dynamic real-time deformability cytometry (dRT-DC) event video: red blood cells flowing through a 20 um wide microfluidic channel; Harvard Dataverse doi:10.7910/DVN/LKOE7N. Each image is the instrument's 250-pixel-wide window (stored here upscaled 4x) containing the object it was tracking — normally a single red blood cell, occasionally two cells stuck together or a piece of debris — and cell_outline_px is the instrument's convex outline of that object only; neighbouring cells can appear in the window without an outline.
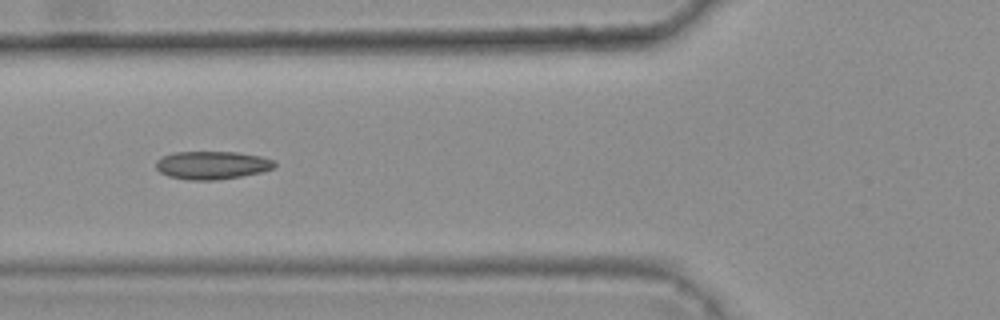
{"species": "common noctule bat (a hibernating species)", "species_latin": "Nyctalus noctula", "temperature_condition": "warm", "stored_images_in_passage": 6, "camera_frame_rate_fps": 3000, "um_per_image_px": 0.085, "animal": {"sex": "female", "body_mass_g": 25.1}, "frame": {"image": 1, "passage_image": 5, "time_ms": 1.333, "image_size_px": [1000, 320], "cell_outline_px": [[276, 164], [272, 168], [260, 172], [240, 176], [216, 180], [188, 180], [168, 176], [160, 172], [156, 168], [156, 160], [160, 156], [172, 152], [240, 152], [260, 156], [272, 160]], "centroid_in_image_um": [17.96, 14.03], "position_along_channel_um": 107.8, "area_um2": 19.42}}
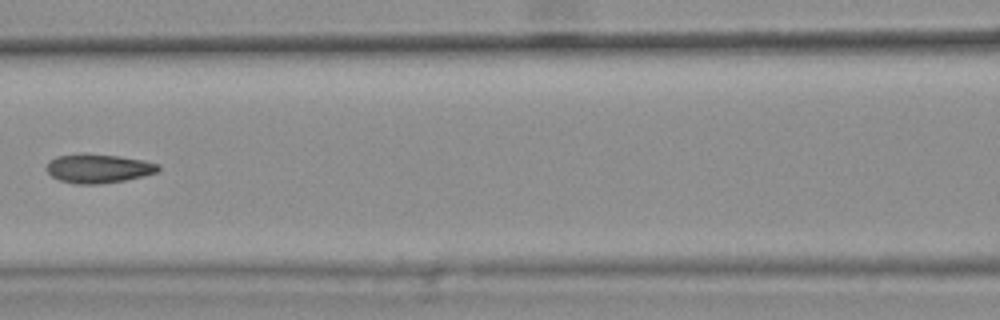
{"frame": {"image": 2, "passage_image": 6, "time_ms": 1.667, "image_size_px": [1000, 320], "cell_outline_px": [[160, 168], [156, 172], [124, 180], [100, 184], [76, 184], [60, 180], [52, 176], [48, 172], [48, 164], [56, 156], [80, 152], [84, 152], [120, 156], [144, 160], [160, 164]], "centroid_in_image_um": [8.36, 14.29], "position_along_channel_um": 158.2, "area_um2": 18.9}}